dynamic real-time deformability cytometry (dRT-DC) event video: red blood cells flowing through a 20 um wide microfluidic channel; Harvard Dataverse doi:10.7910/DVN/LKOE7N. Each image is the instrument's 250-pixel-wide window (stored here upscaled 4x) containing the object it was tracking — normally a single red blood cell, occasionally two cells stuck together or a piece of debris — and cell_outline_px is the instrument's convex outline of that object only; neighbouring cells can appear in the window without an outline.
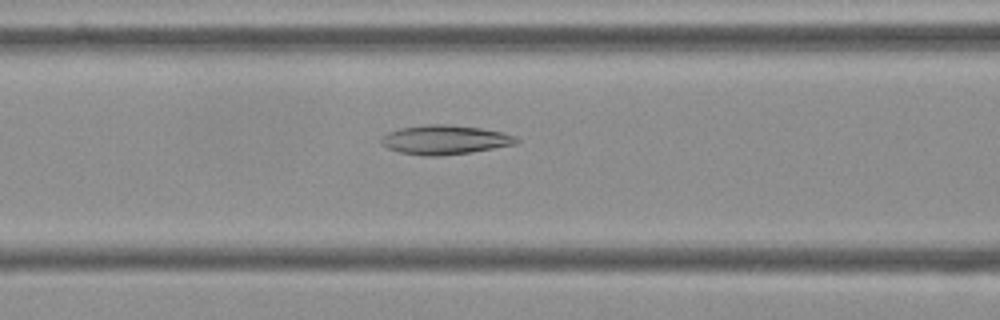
{"species": "Egyptian fruit bat (a non-hibernating species)", "species_latin": "Rousettus aegyptiacus", "temperature_condition": "cold", "stored_images_in_passage": 55, "camera_frame_rate_fps": 3000, "um_per_image_px": 0.085, "frame": {"image": 1, "passage_image": 22, "time_ms": 7.0, "image_size_px": [1000, 320], "cell_outline_px": [[520, 140], [516, 144], [472, 152], [440, 156], [424, 156], [400, 152], [388, 148], [380, 140], [380, 136], [388, 132], [400, 128], [424, 124], [448, 124], [480, 128], [504, 132], [516, 136]], "centroid_in_image_um": [37.83, 11.87], "position_along_channel_um": 128.8, "area_um2": 23.18}}
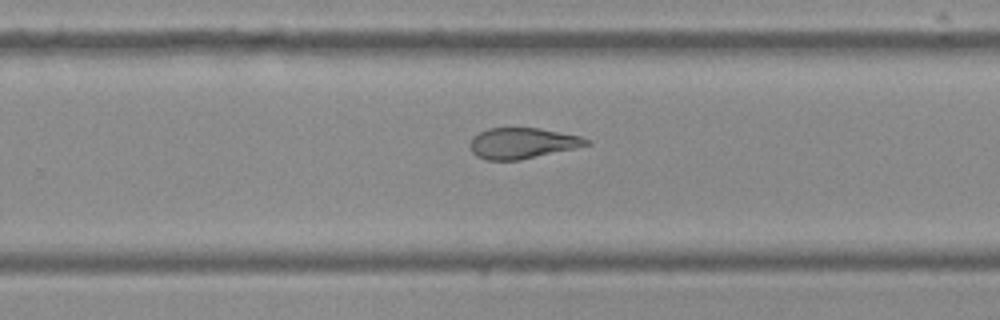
{"frame": {"image": 2, "passage_image": 35, "time_ms": 11.333, "image_size_px": [1000, 320], "cell_outline_px": [[592, 144], [520, 160], [488, 160], [476, 156], [472, 152], [468, 144], [472, 136], [488, 128], [540, 128], [580, 136], [592, 140]], "centroid_in_image_um": [44.38, 12.17], "position_along_channel_um": 285.4, "area_um2": 20.98}}
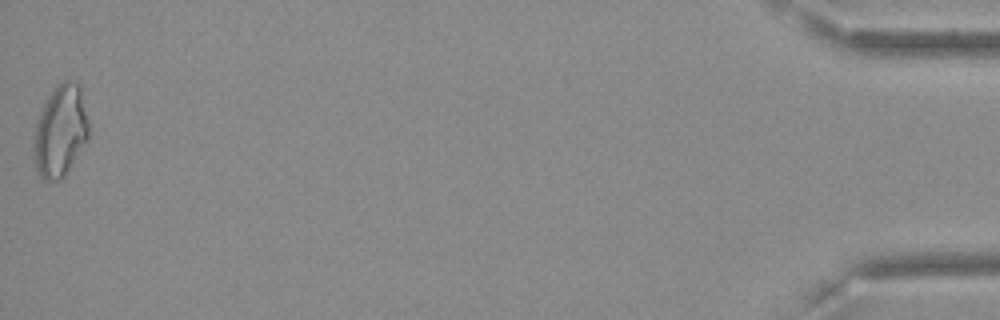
{"frame": {"image": 3, "passage_image": 55, "time_ms": 18.0, "image_size_px": [1000, 320], "cell_outline_px": [[88, 140], [64, 176], [60, 180], [44, 180], [40, 176], [36, 168], [32, 156], [36, 120], [48, 96], [56, 84], [64, 80], [72, 80], [80, 84], [88, 120]], "centroid_in_image_um": [5.12, 11.12], "position_along_channel_um": 430.1, "area_um2": 29.59}, "authors_computed_cell_mechanics": {"area_um2": 24.1604, "velocity_mm_per_s": 3.6172, "shape_relaxation_time_tau1_ms": null, "shape_relaxation_time_tau2_ms": 3.6628, "deformation_change_tau1": null, "deformation_change_tau2": 0.1132}}